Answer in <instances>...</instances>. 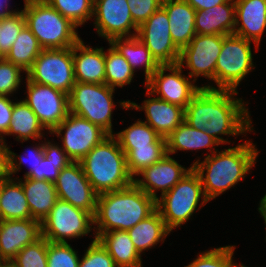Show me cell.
I'll list each match as a JSON object with an SVG mask.
<instances>
[{
    "label": "cell",
    "mask_w": 266,
    "mask_h": 267,
    "mask_svg": "<svg viewBox=\"0 0 266 267\" xmlns=\"http://www.w3.org/2000/svg\"><path fill=\"white\" fill-rule=\"evenodd\" d=\"M109 43L126 59L134 72L137 67L143 65L145 69V83L160 66L157 60L151 55L149 49L136 36L113 38Z\"/></svg>",
    "instance_id": "f546056e"
},
{
    "label": "cell",
    "mask_w": 266,
    "mask_h": 267,
    "mask_svg": "<svg viewBox=\"0 0 266 267\" xmlns=\"http://www.w3.org/2000/svg\"><path fill=\"white\" fill-rule=\"evenodd\" d=\"M43 153L44 157L40 164H38L36 172L27 174L26 178L55 182L60 171L71 163L72 160L61 146L59 147L56 143L52 144L50 140L43 143Z\"/></svg>",
    "instance_id": "d6a6232c"
},
{
    "label": "cell",
    "mask_w": 266,
    "mask_h": 267,
    "mask_svg": "<svg viewBox=\"0 0 266 267\" xmlns=\"http://www.w3.org/2000/svg\"><path fill=\"white\" fill-rule=\"evenodd\" d=\"M22 69L12 62L0 60V95L11 96L21 85Z\"/></svg>",
    "instance_id": "7bdbcfd3"
},
{
    "label": "cell",
    "mask_w": 266,
    "mask_h": 267,
    "mask_svg": "<svg viewBox=\"0 0 266 267\" xmlns=\"http://www.w3.org/2000/svg\"><path fill=\"white\" fill-rule=\"evenodd\" d=\"M251 43L235 34L224 35L215 68V82L218 87L208 84L202 88L237 91V86L255 67Z\"/></svg>",
    "instance_id": "ba28073f"
},
{
    "label": "cell",
    "mask_w": 266,
    "mask_h": 267,
    "mask_svg": "<svg viewBox=\"0 0 266 267\" xmlns=\"http://www.w3.org/2000/svg\"><path fill=\"white\" fill-rule=\"evenodd\" d=\"M105 52V84L111 88L129 85L134 77V71L119 51L109 43Z\"/></svg>",
    "instance_id": "e575fe53"
},
{
    "label": "cell",
    "mask_w": 266,
    "mask_h": 267,
    "mask_svg": "<svg viewBox=\"0 0 266 267\" xmlns=\"http://www.w3.org/2000/svg\"><path fill=\"white\" fill-rule=\"evenodd\" d=\"M42 50L43 48L39 44L38 39L25 26L18 34L11 49L3 58L27 73Z\"/></svg>",
    "instance_id": "1f68e13d"
},
{
    "label": "cell",
    "mask_w": 266,
    "mask_h": 267,
    "mask_svg": "<svg viewBox=\"0 0 266 267\" xmlns=\"http://www.w3.org/2000/svg\"><path fill=\"white\" fill-rule=\"evenodd\" d=\"M156 210V200L135 183L98 195L93 216L95 237L108 231H128Z\"/></svg>",
    "instance_id": "3957f363"
},
{
    "label": "cell",
    "mask_w": 266,
    "mask_h": 267,
    "mask_svg": "<svg viewBox=\"0 0 266 267\" xmlns=\"http://www.w3.org/2000/svg\"><path fill=\"white\" fill-rule=\"evenodd\" d=\"M50 134L62 137L61 148L72 161L82 160L91 149L108 136L99 126L71 112Z\"/></svg>",
    "instance_id": "7c38bea8"
},
{
    "label": "cell",
    "mask_w": 266,
    "mask_h": 267,
    "mask_svg": "<svg viewBox=\"0 0 266 267\" xmlns=\"http://www.w3.org/2000/svg\"><path fill=\"white\" fill-rule=\"evenodd\" d=\"M77 27L93 18L94 0H45Z\"/></svg>",
    "instance_id": "8d00e7d4"
},
{
    "label": "cell",
    "mask_w": 266,
    "mask_h": 267,
    "mask_svg": "<svg viewBox=\"0 0 266 267\" xmlns=\"http://www.w3.org/2000/svg\"><path fill=\"white\" fill-rule=\"evenodd\" d=\"M25 26V17L22 10L17 14L1 19L0 53L3 57L11 49L18 34Z\"/></svg>",
    "instance_id": "60d3db41"
},
{
    "label": "cell",
    "mask_w": 266,
    "mask_h": 267,
    "mask_svg": "<svg viewBox=\"0 0 266 267\" xmlns=\"http://www.w3.org/2000/svg\"><path fill=\"white\" fill-rule=\"evenodd\" d=\"M79 267H117L107 250L95 238L80 260Z\"/></svg>",
    "instance_id": "ee69618b"
},
{
    "label": "cell",
    "mask_w": 266,
    "mask_h": 267,
    "mask_svg": "<svg viewBox=\"0 0 266 267\" xmlns=\"http://www.w3.org/2000/svg\"><path fill=\"white\" fill-rule=\"evenodd\" d=\"M27 78L69 95L75 81L73 47L43 49L26 73Z\"/></svg>",
    "instance_id": "9c48e42d"
},
{
    "label": "cell",
    "mask_w": 266,
    "mask_h": 267,
    "mask_svg": "<svg viewBox=\"0 0 266 267\" xmlns=\"http://www.w3.org/2000/svg\"><path fill=\"white\" fill-rule=\"evenodd\" d=\"M134 23L139 27L157 9L162 6L163 0H127Z\"/></svg>",
    "instance_id": "f6af8a7d"
},
{
    "label": "cell",
    "mask_w": 266,
    "mask_h": 267,
    "mask_svg": "<svg viewBox=\"0 0 266 267\" xmlns=\"http://www.w3.org/2000/svg\"><path fill=\"white\" fill-rule=\"evenodd\" d=\"M120 106L124 109L144 110L146 121L161 137H168L185 118V109L166 102L158 97L144 100L142 105L135 102L120 101Z\"/></svg>",
    "instance_id": "d6986e66"
},
{
    "label": "cell",
    "mask_w": 266,
    "mask_h": 267,
    "mask_svg": "<svg viewBox=\"0 0 266 267\" xmlns=\"http://www.w3.org/2000/svg\"><path fill=\"white\" fill-rule=\"evenodd\" d=\"M44 129L36 114L24 100L14 102L11 123L6 136L17 135L15 139L23 143L30 138L32 140L41 139L42 136L44 137L42 133Z\"/></svg>",
    "instance_id": "4dcf8cb0"
},
{
    "label": "cell",
    "mask_w": 266,
    "mask_h": 267,
    "mask_svg": "<svg viewBox=\"0 0 266 267\" xmlns=\"http://www.w3.org/2000/svg\"><path fill=\"white\" fill-rule=\"evenodd\" d=\"M215 145H220L205 130L194 129L187 122L183 121L175 130L166 137L167 154H174L177 151L209 149L211 154L217 149ZM213 147V148H212Z\"/></svg>",
    "instance_id": "83f0119b"
},
{
    "label": "cell",
    "mask_w": 266,
    "mask_h": 267,
    "mask_svg": "<svg viewBox=\"0 0 266 267\" xmlns=\"http://www.w3.org/2000/svg\"><path fill=\"white\" fill-rule=\"evenodd\" d=\"M135 249L140 255L146 249L155 247L160 241L164 242L170 230L166 227L163 218L156 209L147 218L141 220L127 231ZM155 245V246H154Z\"/></svg>",
    "instance_id": "f1b7e54d"
},
{
    "label": "cell",
    "mask_w": 266,
    "mask_h": 267,
    "mask_svg": "<svg viewBox=\"0 0 266 267\" xmlns=\"http://www.w3.org/2000/svg\"><path fill=\"white\" fill-rule=\"evenodd\" d=\"M136 37L145 44L160 65L179 62L180 50L171 39L169 19L162 6L138 27Z\"/></svg>",
    "instance_id": "5bb4252c"
},
{
    "label": "cell",
    "mask_w": 266,
    "mask_h": 267,
    "mask_svg": "<svg viewBox=\"0 0 266 267\" xmlns=\"http://www.w3.org/2000/svg\"><path fill=\"white\" fill-rule=\"evenodd\" d=\"M14 102L9 96L0 95V138L5 142L3 137L10 126ZM4 134V135H3Z\"/></svg>",
    "instance_id": "bcb514c9"
},
{
    "label": "cell",
    "mask_w": 266,
    "mask_h": 267,
    "mask_svg": "<svg viewBox=\"0 0 266 267\" xmlns=\"http://www.w3.org/2000/svg\"><path fill=\"white\" fill-rule=\"evenodd\" d=\"M80 163L98 195L123 189L134 183L127 168L126 154L114 135L105 137Z\"/></svg>",
    "instance_id": "277c9868"
},
{
    "label": "cell",
    "mask_w": 266,
    "mask_h": 267,
    "mask_svg": "<svg viewBox=\"0 0 266 267\" xmlns=\"http://www.w3.org/2000/svg\"><path fill=\"white\" fill-rule=\"evenodd\" d=\"M54 183L58 199L94 216L98 194L86 178L80 161H72L64 167Z\"/></svg>",
    "instance_id": "e0dca14e"
},
{
    "label": "cell",
    "mask_w": 266,
    "mask_h": 267,
    "mask_svg": "<svg viewBox=\"0 0 266 267\" xmlns=\"http://www.w3.org/2000/svg\"><path fill=\"white\" fill-rule=\"evenodd\" d=\"M115 89L104 84L76 82L68 95L69 112L89 120L108 135L112 130Z\"/></svg>",
    "instance_id": "52a82bcc"
},
{
    "label": "cell",
    "mask_w": 266,
    "mask_h": 267,
    "mask_svg": "<svg viewBox=\"0 0 266 267\" xmlns=\"http://www.w3.org/2000/svg\"><path fill=\"white\" fill-rule=\"evenodd\" d=\"M41 237V222L36 219L0 220V261H11Z\"/></svg>",
    "instance_id": "ffe728a7"
},
{
    "label": "cell",
    "mask_w": 266,
    "mask_h": 267,
    "mask_svg": "<svg viewBox=\"0 0 266 267\" xmlns=\"http://www.w3.org/2000/svg\"><path fill=\"white\" fill-rule=\"evenodd\" d=\"M190 4L196 11L206 10L208 8L214 7L215 5H220L225 3L227 0H184Z\"/></svg>",
    "instance_id": "c3c4849f"
},
{
    "label": "cell",
    "mask_w": 266,
    "mask_h": 267,
    "mask_svg": "<svg viewBox=\"0 0 266 267\" xmlns=\"http://www.w3.org/2000/svg\"><path fill=\"white\" fill-rule=\"evenodd\" d=\"M180 165L173 157L166 154L161 160L145 168L135 178L134 183L146 192L150 197L157 200L156 191L161 190V195L172 189L190 170Z\"/></svg>",
    "instance_id": "ac0fdd59"
},
{
    "label": "cell",
    "mask_w": 266,
    "mask_h": 267,
    "mask_svg": "<svg viewBox=\"0 0 266 267\" xmlns=\"http://www.w3.org/2000/svg\"><path fill=\"white\" fill-rule=\"evenodd\" d=\"M259 203L260 204L258 207V211L261 214V216L263 217L264 222L266 224V194L264 195V197L261 199V201Z\"/></svg>",
    "instance_id": "f907efd6"
},
{
    "label": "cell",
    "mask_w": 266,
    "mask_h": 267,
    "mask_svg": "<svg viewBox=\"0 0 266 267\" xmlns=\"http://www.w3.org/2000/svg\"><path fill=\"white\" fill-rule=\"evenodd\" d=\"M162 7L169 19L171 39L181 51L196 35V10L184 0H163Z\"/></svg>",
    "instance_id": "603a6c76"
},
{
    "label": "cell",
    "mask_w": 266,
    "mask_h": 267,
    "mask_svg": "<svg viewBox=\"0 0 266 267\" xmlns=\"http://www.w3.org/2000/svg\"><path fill=\"white\" fill-rule=\"evenodd\" d=\"M236 94L233 90L202 88L187 105L184 121L194 129L205 130L219 144L230 142L221 135L252 132L249 109L241 98H234Z\"/></svg>",
    "instance_id": "6da1fadb"
},
{
    "label": "cell",
    "mask_w": 266,
    "mask_h": 267,
    "mask_svg": "<svg viewBox=\"0 0 266 267\" xmlns=\"http://www.w3.org/2000/svg\"><path fill=\"white\" fill-rule=\"evenodd\" d=\"M77 252L67 243L47 240V267H79Z\"/></svg>",
    "instance_id": "ab89813d"
},
{
    "label": "cell",
    "mask_w": 266,
    "mask_h": 267,
    "mask_svg": "<svg viewBox=\"0 0 266 267\" xmlns=\"http://www.w3.org/2000/svg\"><path fill=\"white\" fill-rule=\"evenodd\" d=\"M182 66L177 64L160 65L151 78L144 83L146 95L158 98L186 109L194 96L202 89L194 79L185 76ZM166 71H170L165 74ZM193 82V83H192ZM160 95V96H159Z\"/></svg>",
    "instance_id": "8fae6325"
},
{
    "label": "cell",
    "mask_w": 266,
    "mask_h": 267,
    "mask_svg": "<svg viewBox=\"0 0 266 267\" xmlns=\"http://www.w3.org/2000/svg\"><path fill=\"white\" fill-rule=\"evenodd\" d=\"M208 202L200 178L192 168L172 189L156 200V209L166 227L172 231L185 224L197 209Z\"/></svg>",
    "instance_id": "8992f818"
},
{
    "label": "cell",
    "mask_w": 266,
    "mask_h": 267,
    "mask_svg": "<svg viewBox=\"0 0 266 267\" xmlns=\"http://www.w3.org/2000/svg\"><path fill=\"white\" fill-rule=\"evenodd\" d=\"M22 11L26 26L43 49L70 48L81 39L77 26L45 0H26Z\"/></svg>",
    "instance_id": "5b68a950"
},
{
    "label": "cell",
    "mask_w": 266,
    "mask_h": 267,
    "mask_svg": "<svg viewBox=\"0 0 266 267\" xmlns=\"http://www.w3.org/2000/svg\"><path fill=\"white\" fill-rule=\"evenodd\" d=\"M73 65L76 82L105 83V51L103 47H88L80 39L73 46Z\"/></svg>",
    "instance_id": "7402d4cb"
},
{
    "label": "cell",
    "mask_w": 266,
    "mask_h": 267,
    "mask_svg": "<svg viewBox=\"0 0 266 267\" xmlns=\"http://www.w3.org/2000/svg\"><path fill=\"white\" fill-rule=\"evenodd\" d=\"M235 28V1L215 5L195 14V31L201 35H230Z\"/></svg>",
    "instance_id": "cb8c5ba5"
},
{
    "label": "cell",
    "mask_w": 266,
    "mask_h": 267,
    "mask_svg": "<svg viewBox=\"0 0 266 267\" xmlns=\"http://www.w3.org/2000/svg\"><path fill=\"white\" fill-rule=\"evenodd\" d=\"M15 178H1L0 220L32 218L22 184Z\"/></svg>",
    "instance_id": "4316f807"
},
{
    "label": "cell",
    "mask_w": 266,
    "mask_h": 267,
    "mask_svg": "<svg viewBox=\"0 0 266 267\" xmlns=\"http://www.w3.org/2000/svg\"><path fill=\"white\" fill-rule=\"evenodd\" d=\"M11 261L16 267H47V240L41 237L25 246Z\"/></svg>",
    "instance_id": "f35d334b"
},
{
    "label": "cell",
    "mask_w": 266,
    "mask_h": 267,
    "mask_svg": "<svg viewBox=\"0 0 266 267\" xmlns=\"http://www.w3.org/2000/svg\"><path fill=\"white\" fill-rule=\"evenodd\" d=\"M235 28L233 34L255 44L259 49L266 29V0H234Z\"/></svg>",
    "instance_id": "44dd1931"
},
{
    "label": "cell",
    "mask_w": 266,
    "mask_h": 267,
    "mask_svg": "<svg viewBox=\"0 0 266 267\" xmlns=\"http://www.w3.org/2000/svg\"><path fill=\"white\" fill-rule=\"evenodd\" d=\"M234 251V245L207 250L200 253L193 262L185 267H243L242 263L237 266V263L233 261Z\"/></svg>",
    "instance_id": "74e56055"
},
{
    "label": "cell",
    "mask_w": 266,
    "mask_h": 267,
    "mask_svg": "<svg viewBox=\"0 0 266 267\" xmlns=\"http://www.w3.org/2000/svg\"><path fill=\"white\" fill-rule=\"evenodd\" d=\"M0 267H16V265L12 261L7 260V261H0Z\"/></svg>",
    "instance_id": "816d5d0a"
},
{
    "label": "cell",
    "mask_w": 266,
    "mask_h": 267,
    "mask_svg": "<svg viewBox=\"0 0 266 267\" xmlns=\"http://www.w3.org/2000/svg\"><path fill=\"white\" fill-rule=\"evenodd\" d=\"M223 36L196 34L191 42L180 51L178 64L190 70L189 77L200 75L215 82L217 58L222 49Z\"/></svg>",
    "instance_id": "9a60e30c"
},
{
    "label": "cell",
    "mask_w": 266,
    "mask_h": 267,
    "mask_svg": "<svg viewBox=\"0 0 266 267\" xmlns=\"http://www.w3.org/2000/svg\"><path fill=\"white\" fill-rule=\"evenodd\" d=\"M113 258L117 267H142V258L127 231L113 230L96 238Z\"/></svg>",
    "instance_id": "484cf974"
},
{
    "label": "cell",
    "mask_w": 266,
    "mask_h": 267,
    "mask_svg": "<svg viewBox=\"0 0 266 267\" xmlns=\"http://www.w3.org/2000/svg\"><path fill=\"white\" fill-rule=\"evenodd\" d=\"M94 225L93 215L69 202L58 199L41 221V236L50 242L67 243V239L88 235Z\"/></svg>",
    "instance_id": "30bf717a"
},
{
    "label": "cell",
    "mask_w": 266,
    "mask_h": 267,
    "mask_svg": "<svg viewBox=\"0 0 266 267\" xmlns=\"http://www.w3.org/2000/svg\"><path fill=\"white\" fill-rule=\"evenodd\" d=\"M27 96L23 99L51 133L68 116V95L48 85L34 83L26 77Z\"/></svg>",
    "instance_id": "4fadbf2b"
},
{
    "label": "cell",
    "mask_w": 266,
    "mask_h": 267,
    "mask_svg": "<svg viewBox=\"0 0 266 267\" xmlns=\"http://www.w3.org/2000/svg\"><path fill=\"white\" fill-rule=\"evenodd\" d=\"M258 154L252 141H245L221 152L217 150L203 162L196 160L192 168L200 178L207 200H213L246 177L255 166Z\"/></svg>",
    "instance_id": "7a4b0ae2"
},
{
    "label": "cell",
    "mask_w": 266,
    "mask_h": 267,
    "mask_svg": "<svg viewBox=\"0 0 266 267\" xmlns=\"http://www.w3.org/2000/svg\"><path fill=\"white\" fill-rule=\"evenodd\" d=\"M40 145V146H39ZM33 149H31V151H28V154H25L27 157V159L25 160V158L23 156H19L16 155L14 152H12L10 150V148L8 147V175L10 178H12L13 174H16L18 171L21 170L22 164L23 163H28L30 167L29 171L25 173L24 177L27 176V174H30L31 172H36L37 166L38 164H40L42 158L44 157V153H43V143L41 144L39 142V144L35 147H32ZM19 157V159H17ZM29 157V158H28ZM18 160V161H17Z\"/></svg>",
    "instance_id": "b9f144b4"
},
{
    "label": "cell",
    "mask_w": 266,
    "mask_h": 267,
    "mask_svg": "<svg viewBox=\"0 0 266 267\" xmlns=\"http://www.w3.org/2000/svg\"><path fill=\"white\" fill-rule=\"evenodd\" d=\"M114 134L120 147H150V144H166V138L161 137L140 119L128 128Z\"/></svg>",
    "instance_id": "d590c367"
},
{
    "label": "cell",
    "mask_w": 266,
    "mask_h": 267,
    "mask_svg": "<svg viewBox=\"0 0 266 267\" xmlns=\"http://www.w3.org/2000/svg\"><path fill=\"white\" fill-rule=\"evenodd\" d=\"M8 146L7 143L4 142L0 138V179L7 178L8 175Z\"/></svg>",
    "instance_id": "7dc6e473"
},
{
    "label": "cell",
    "mask_w": 266,
    "mask_h": 267,
    "mask_svg": "<svg viewBox=\"0 0 266 267\" xmlns=\"http://www.w3.org/2000/svg\"><path fill=\"white\" fill-rule=\"evenodd\" d=\"M23 187L31 217L42 221L58 200L55 183L48 180H36L24 177L17 179Z\"/></svg>",
    "instance_id": "d4e9b609"
},
{
    "label": "cell",
    "mask_w": 266,
    "mask_h": 267,
    "mask_svg": "<svg viewBox=\"0 0 266 267\" xmlns=\"http://www.w3.org/2000/svg\"><path fill=\"white\" fill-rule=\"evenodd\" d=\"M0 31H1V19H0ZM3 59V56L0 53V60Z\"/></svg>",
    "instance_id": "f5cc1de1"
},
{
    "label": "cell",
    "mask_w": 266,
    "mask_h": 267,
    "mask_svg": "<svg viewBox=\"0 0 266 267\" xmlns=\"http://www.w3.org/2000/svg\"><path fill=\"white\" fill-rule=\"evenodd\" d=\"M8 0H0V19L7 18L13 14H17L20 12V10H10L9 9Z\"/></svg>",
    "instance_id": "681fc988"
},
{
    "label": "cell",
    "mask_w": 266,
    "mask_h": 267,
    "mask_svg": "<svg viewBox=\"0 0 266 267\" xmlns=\"http://www.w3.org/2000/svg\"><path fill=\"white\" fill-rule=\"evenodd\" d=\"M95 30L108 43L113 38L134 37L138 26L131 17L127 0H94ZM135 32L132 34L130 30Z\"/></svg>",
    "instance_id": "2e32d148"
},
{
    "label": "cell",
    "mask_w": 266,
    "mask_h": 267,
    "mask_svg": "<svg viewBox=\"0 0 266 267\" xmlns=\"http://www.w3.org/2000/svg\"><path fill=\"white\" fill-rule=\"evenodd\" d=\"M126 154L127 168L135 179L141 171L152 166L167 154L166 144H150V147H120Z\"/></svg>",
    "instance_id": "836d02e7"
}]
</instances>
